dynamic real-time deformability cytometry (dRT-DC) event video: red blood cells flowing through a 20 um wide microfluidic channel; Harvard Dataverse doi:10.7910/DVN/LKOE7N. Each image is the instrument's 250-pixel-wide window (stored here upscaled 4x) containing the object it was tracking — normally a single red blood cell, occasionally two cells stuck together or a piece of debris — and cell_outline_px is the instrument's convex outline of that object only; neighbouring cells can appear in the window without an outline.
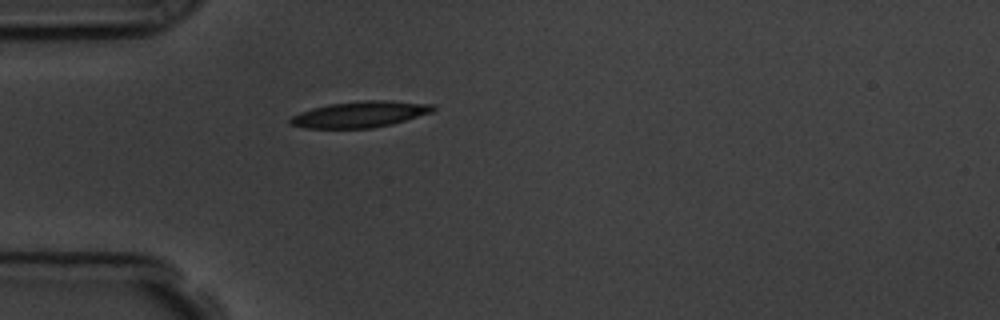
{"species": "common noctule bat (a hibernating species)", "species_latin": "Nyctalus noctula", "temperature_condition": "room temperature", "stored_images_in_passage": 41, "camera_frame_rate_fps": 3000, "um_per_image_px": 0.085, "animal": {"sex": "male", "body_mass_g": 19.5, "forearm_length_mm": 54.6}, "frame": {"image": 1, "passage_image": 1, "time_ms": 0.0, "image_size_px": [1000, 320], "cell_outline_px": [[436, 108], [432, 112], [392, 124], [372, 128], [304, 128], [288, 124], [288, 120], [292, 116], [300, 112], [312, 108], [328, 104], [364, 100], [384, 100], [432, 104]], "centroid_in_image_um": [30.56, 9.72], "position_along_channel_um": 54.4, "area_um2": 21.73}}
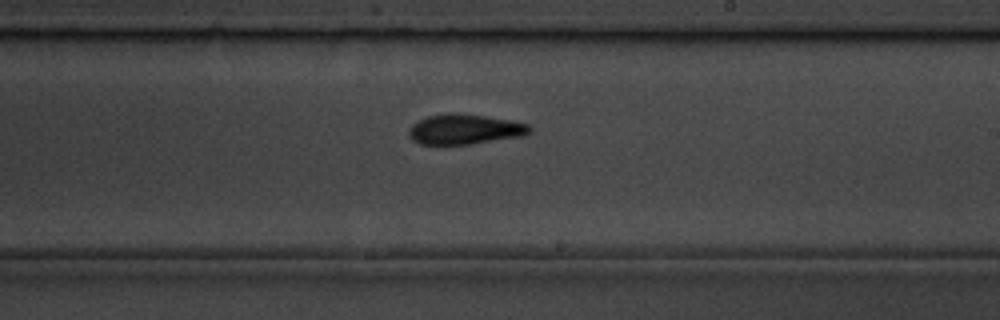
{"frame": {"image": 2, "passage_image": 18, "time_ms": 5.667, "image_size_px": [1000, 320], "cell_outline_px": [[532, 132], [524, 136], [468, 144], [420, 144], [412, 140], [408, 132], [408, 128], [412, 124], [428, 116], [448, 112], [452, 112], [484, 116], [512, 120], [528, 124], [532, 128]], "centroid_in_image_um": [39.52, 10.98], "position_along_channel_um": 249.5, "area_um2": 21.27}}
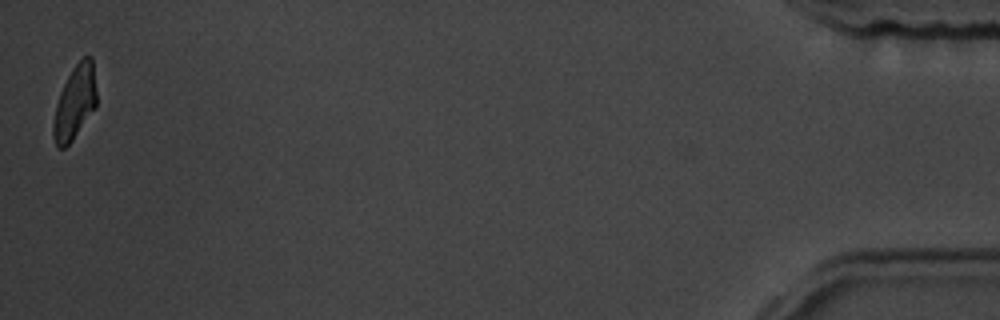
{"frame": {"image": 3, "passage_image": 41, "time_ms": 13.333, "image_size_px": [1000, 320], "cell_outline_px": [[96, 108], [72, 140], [64, 148], [56, 148], [52, 136], [52, 124], [56, 104], [60, 92], [72, 68], [84, 56], [92, 56], [96, 92]], "centroid_in_image_um": [6.35, 8.74], "position_along_channel_um": 428.9, "area_um2": 18.67}, "authors_computed_cell_mechanics": {"area_um2": 20.9236, "velocity_mm_per_s": 3.5716, "shape_relaxation_time_tau1_ms": 5.6273, "shape_relaxation_time_tau2_ms": 6.8558, "deformation_change_tau1": 0.1836, "deformation_change_tau2": 0.1245}}